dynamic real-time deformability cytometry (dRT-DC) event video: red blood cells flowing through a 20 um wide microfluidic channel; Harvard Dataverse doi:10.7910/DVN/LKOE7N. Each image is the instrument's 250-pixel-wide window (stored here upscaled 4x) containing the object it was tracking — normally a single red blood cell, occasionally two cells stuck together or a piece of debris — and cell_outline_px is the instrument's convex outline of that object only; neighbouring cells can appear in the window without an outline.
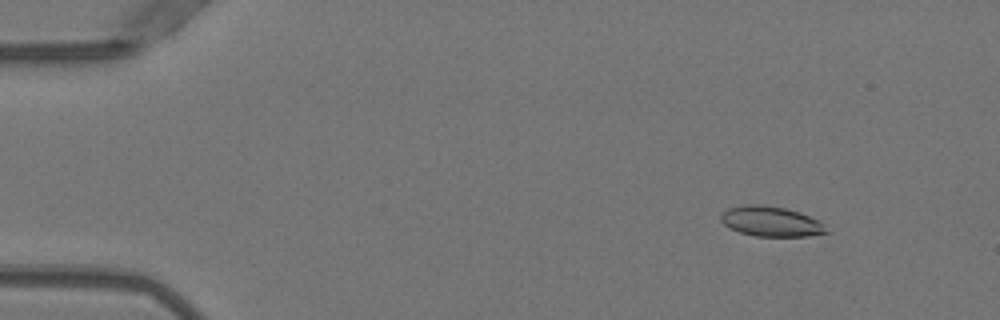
{"species": "Egyptian fruit bat (a non-hibernating species)", "species_latin": "Rousettus aegyptiacus", "temperature_condition": "warm", "stored_images_in_passage": 10, "camera_frame_rate_fps": 3000, "um_per_image_px": 0.085, "animal": {"sex": "female"}, "frame": {"image": 1, "passage_image": 6, "time_ms": 1.667, "image_size_px": [1000, 320], "cell_outline_px": [[832, 232], [808, 236], [756, 236], [740, 232], [724, 224], [720, 220], [720, 216], [728, 208], [744, 204], [760, 204], [784, 208], [800, 212], [820, 220]], "centroid_in_image_um": [65.59, 18.82], "position_along_channel_um": 19.4, "area_um2": 18.61}}